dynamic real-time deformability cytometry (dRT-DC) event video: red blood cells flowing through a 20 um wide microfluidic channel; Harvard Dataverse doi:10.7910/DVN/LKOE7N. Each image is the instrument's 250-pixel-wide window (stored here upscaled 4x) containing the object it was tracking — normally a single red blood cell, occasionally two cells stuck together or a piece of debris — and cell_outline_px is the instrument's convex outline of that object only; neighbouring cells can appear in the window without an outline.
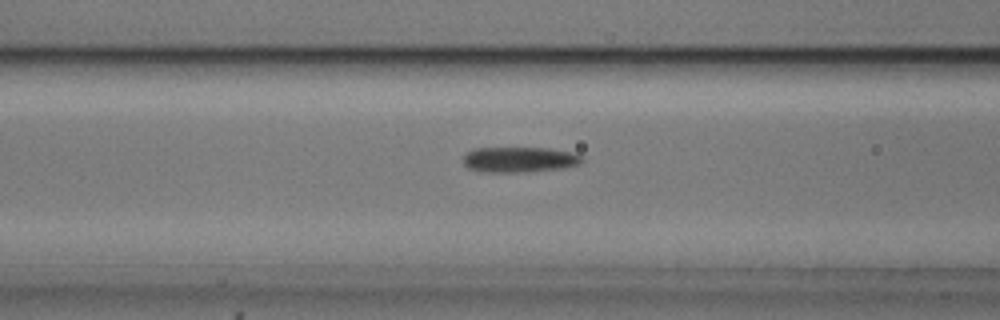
{"species": "common noctule bat (a hibernating species)", "species_latin": "Nyctalus noctula", "temperature_condition": "cold", "stored_images_in_passage": 42, "camera_frame_rate_fps": 3000, "um_per_image_px": 0.085, "animal": {"sex": "male", "body_mass_g": 20.5, "forearm_length_mm": 52.5}, "frame": {"image": 1, "passage_image": 21, "time_ms": 6.667, "image_size_px": [1000, 320], "cell_outline_px": [[584, 160], [580, 164], [564, 168], [528, 172], [480, 172], [468, 168], [464, 164], [464, 156], [472, 148], [548, 148], [572, 152], [584, 156]], "centroid_in_image_um": [44.18, 13.57], "position_along_channel_um": 122.4, "area_um2": 17.86}}
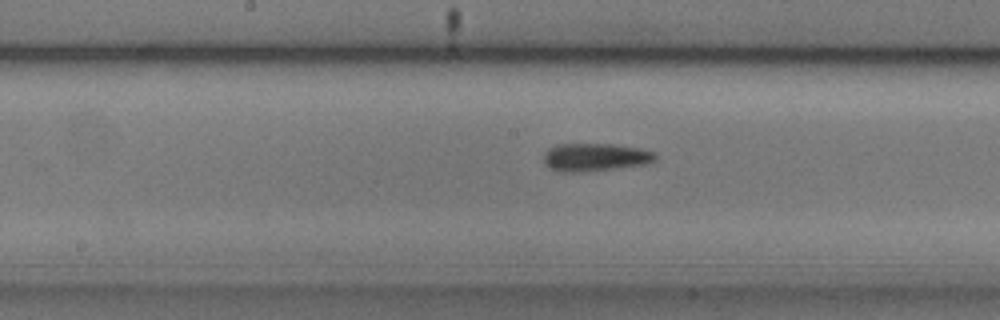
{"frame": {"image": 2, "passage_image": 27, "time_ms": 8.667, "image_size_px": [1000, 320], "cell_outline_px": [[656, 160], [648, 164], [584, 172], [560, 172], [548, 168], [544, 164], [544, 152], [548, 148], [556, 144], [616, 144], [640, 148], [656, 152]], "centroid_in_image_um": [50.58, 13.36], "position_along_channel_um": 197.6, "area_um2": 18.55}}
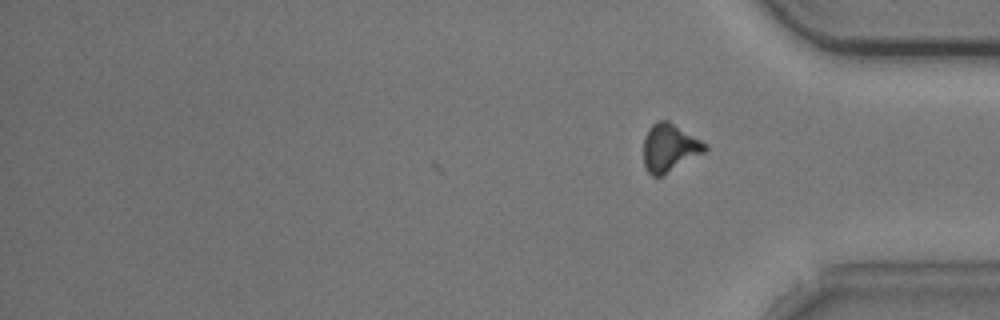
{"frame": {"image": 3, "passage_image": 42, "time_ms": 13.667, "image_size_px": [1000, 320], "cell_outline_px": [[708, 148], [704, 152], [660, 176], [652, 176], [644, 168], [644, 140], [648, 128], [652, 124], [660, 120], [668, 120], [708, 144]], "centroid_in_image_um": [56.9, 12.54], "position_along_channel_um": 378.3, "area_um2": 16.94}, "authors_computed_cell_mechanics": {"area_um2": 17.3978, "velocity_mm_per_s": 3.7351, "shape_relaxation_time_tau1_ms": 3.2932, "shape_relaxation_time_tau2_ms": 9.9173, "deformation_change_tau1": 0.0879, "deformation_change_tau2": 0.1925}}